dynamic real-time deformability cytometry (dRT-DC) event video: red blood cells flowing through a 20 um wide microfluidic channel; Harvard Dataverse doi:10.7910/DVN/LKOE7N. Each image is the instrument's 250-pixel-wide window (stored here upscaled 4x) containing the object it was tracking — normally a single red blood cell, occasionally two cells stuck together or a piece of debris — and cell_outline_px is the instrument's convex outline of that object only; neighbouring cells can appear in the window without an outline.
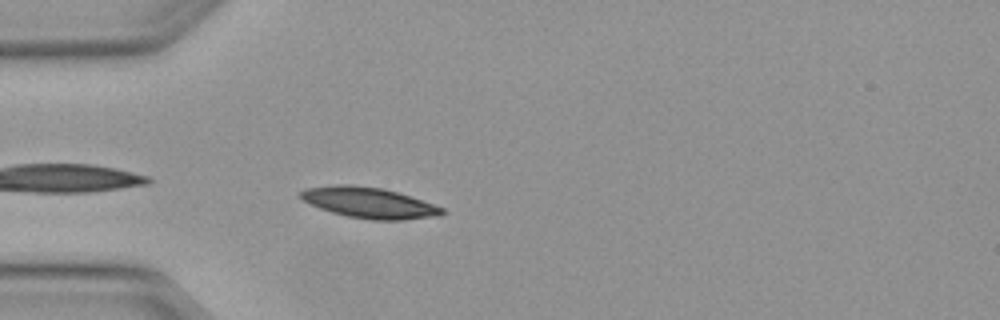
{"species": "Egyptian fruit bat (a non-hibernating species)", "species_latin": "Rousettus aegyptiacus", "temperature_condition": "warm", "stored_images_in_passage": 37, "camera_frame_rate_fps": 3000, "um_per_image_px": 0.085, "animal": {"sex": "female"}, "frame": {"image": 1, "passage_image": 2, "time_ms": 0.333, "image_size_px": [1000, 320], "cell_outline_px": [[444, 212], [440, 216], [404, 220], [372, 220], [348, 216], [332, 212], [320, 208], [304, 200], [300, 196], [300, 192], [304, 188], [336, 184], [352, 184], [384, 188], [444, 208]], "centroid_in_image_um": [31.36, 17.23], "position_along_channel_um": 53.6, "area_um2": 25.2}}
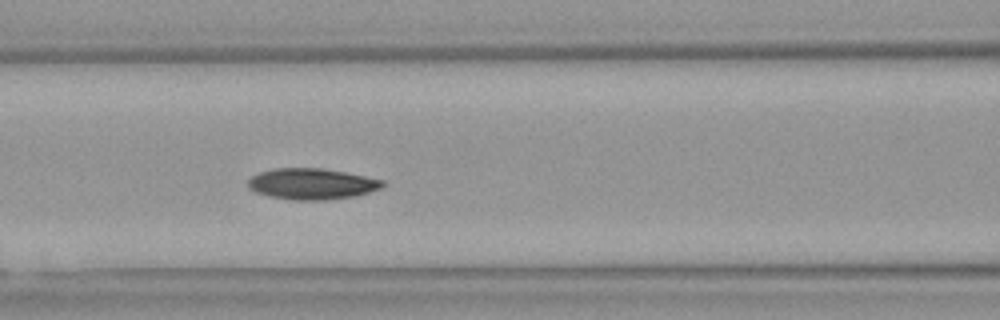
{"frame": {"image": 2, "passage_image": 9, "time_ms": 2.667, "image_size_px": [1000, 320], "cell_outline_px": [[384, 184], [380, 188], [356, 196], [324, 200], [292, 200], [268, 196], [256, 192], [248, 188], [248, 180], [252, 176], [260, 172], [276, 168], [320, 168], [344, 172], [384, 180]], "centroid_in_image_um": [26.48, 15.63], "position_along_channel_um": 140.1, "area_um2": 24.22}}
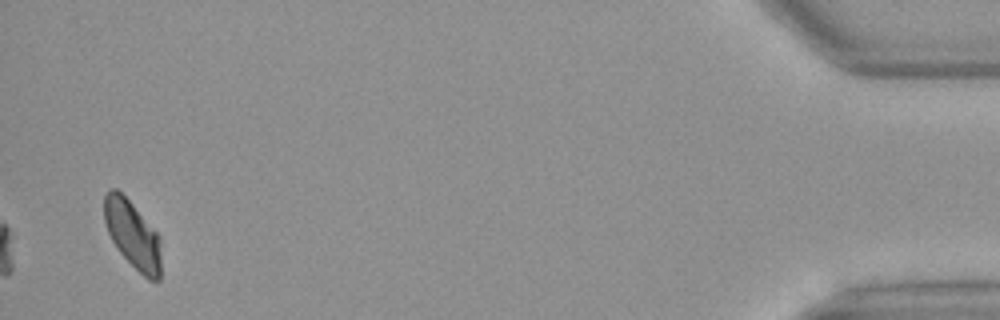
{"frame": {"image": 3, "passage_image": 36, "time_ms": 11.667, "image_size_px": [1000, 320], "cell_outline_px": [[160, 280], [148, 280], [120, 252], [112, 240], [108, 232], [104, 220], [104, 196], [108, 188], [116, 188], [132, 204], [160, 236]], "centroid_in_image_um": [11.26, 19.92], "position_along_channel_um": 423.9, "area_um2": 22.08}, "authors_computed_cell_mechanics": {"area_um2": 23.8136, "velocity_mm_per_s": 4.0889, "shape_relaxation_time_tau1_ms": 3.595, "shape_relaxation_time_tau2_ms": 5.5261, "deformation_change_tau1": 0.1093, "deformation_change_tau2": 0.0941}}